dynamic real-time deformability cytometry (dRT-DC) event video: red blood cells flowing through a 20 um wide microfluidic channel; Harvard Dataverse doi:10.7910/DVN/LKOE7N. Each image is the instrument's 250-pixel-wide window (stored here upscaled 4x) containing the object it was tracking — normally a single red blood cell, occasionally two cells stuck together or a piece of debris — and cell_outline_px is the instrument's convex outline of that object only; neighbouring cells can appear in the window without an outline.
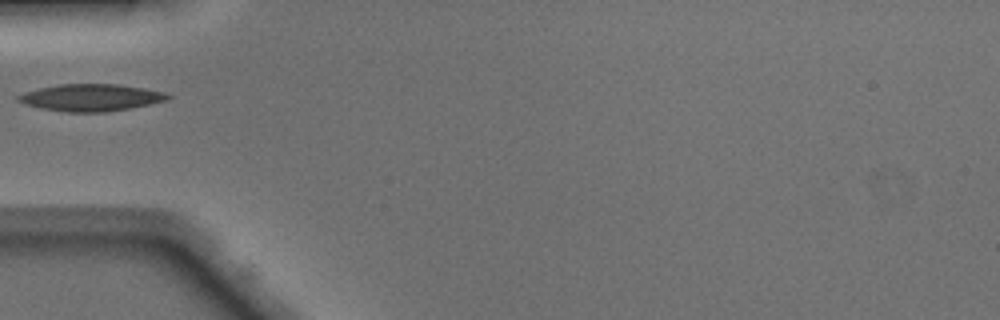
{"species": "Egyptian fruit bat (a non-hibernating species)", "species_latin": "Rousettus aegyptiacus", "temperature_condition": "warm", "stored_images_in_passage": 30, "camera_frame_rate_fps": 3000, "um_per_image_px": 0.085, "animal": {"sex": "male"}, "frame": {"image": 1, "passage_image": 1, "time_ms": 0.0, "image_size_px": [1000, 320], "cell_outline_px": [[172, 96], [168, 100], [132, 108], [104, 112], [68, 112], [40, 108], [24, 104], [16, 100], [16, 96], [24, 92], [40, 88], [60, 84], [116, 84], [144, 88], [164, 92]], "centroid_in_image_um": [7.73, 8.29], "position_along_channel_um": 77.3, "area_um2": 23.58}}
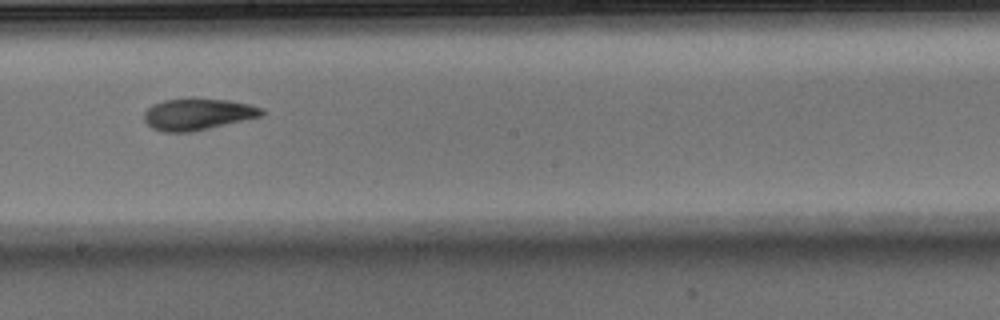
{"frame": {"image": 2, "passage_image": 12, "time_ms": 3.667, "image_size_px": [1000, 320], "cell_outline_px": [[264, 116], [208, 128], [188, 132], [164, 132], [152, 128], [144, 120], [144, 112], [152, 104], [164, 100], [188, 96], [192, 96], [228, 100], [248, 104], [264, 108]], "centroid_in_image_um": [16.8, 9.67], "position_along_channel_um": 231.4, "area_um2": 22.14}}
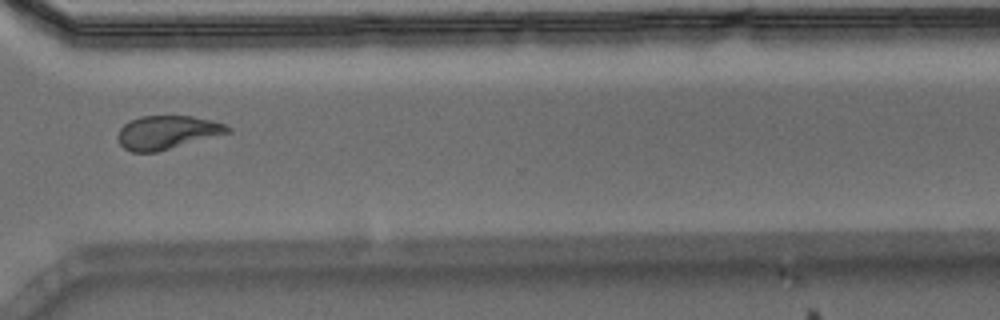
{"frame": {"image": 3, "passage_image": 21, "time_ms": 6.667, "image_size_px": [1000, 320], "cell_outline_px": [[232, 132], [156, 152], [132, 152], [124, 148], [120, 144], [116, 136], [120, 128], [124, 124], [140, 116], [192, 116], [212, 120], [224, 124], [232, 128]], "centroid_in_image_um": [14.21, 11.25], "position_along_channel_um": 356.4, "area_um2": 21.44}}